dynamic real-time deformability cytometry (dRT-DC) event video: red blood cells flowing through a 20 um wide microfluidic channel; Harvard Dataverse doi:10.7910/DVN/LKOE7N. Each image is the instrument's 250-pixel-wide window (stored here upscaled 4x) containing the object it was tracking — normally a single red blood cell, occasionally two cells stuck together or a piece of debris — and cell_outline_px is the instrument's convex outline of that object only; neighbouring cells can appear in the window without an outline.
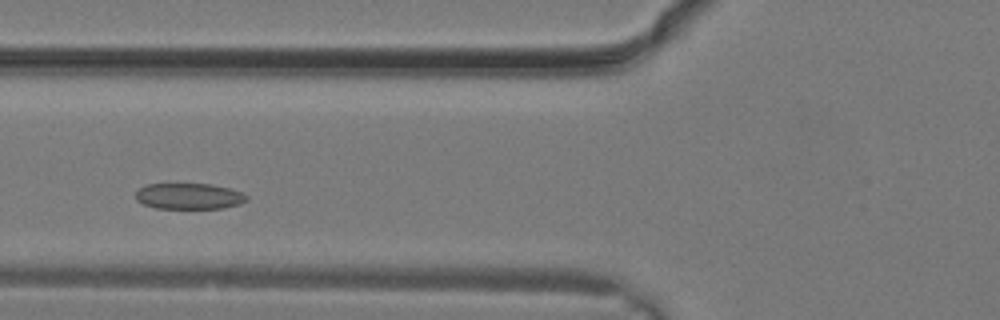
{"species": "common noctule bat (a hibernating species)", "species_latin": "Nyctalus noctula", "temperature_condition": "warm", "stored_images_in_passage": 26, "camera_frame_rate_fps": 3000, "um_per_image_px": 0.085, "animal": {"sex": "male", "body_mass_g": 19.2, "forearm_length_mm": 51.8}, "frame": {"image": 1, "passage_image": 9, "time_ms": 2.667, "image_size_px": [1000, 320], "cell_outline_px": [[248, 200], [240, 204], [220, 208], [156, 208], [144, 204], [136, 200], [136, 192], [144, 184], [212, 184], [228, 188], [240, 192], [248, 196]], "centroid_in_image_um": [16.06, 16.67], "position_along_channel_um": 109.7, "area_um2": 16.7}}
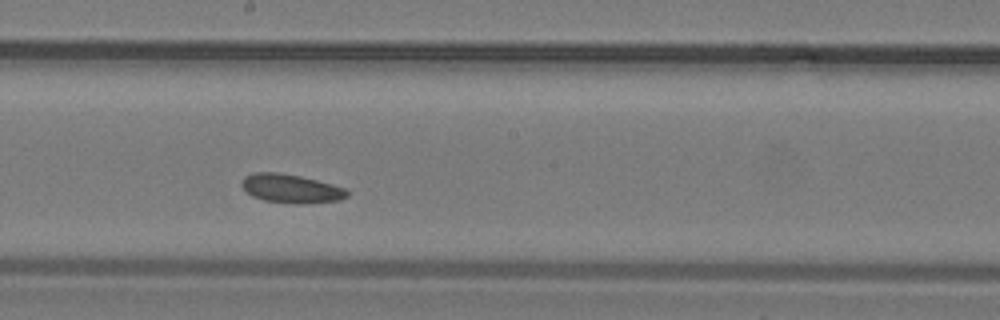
{"frame": {"image": 2, "passage_image": 14, "time_ms": 4.333, "image_size_px": [1000, 320], "cell_outline_px": [[348, 196], [340, 200], [296, 204], [264, 200], [252, 196], [240, 184], [240, 180], [244, 176], [252, 172], [280, 172], [300, 176], [332, 184], [344, 188], [348, 192]], "centroid_in_image_um": [24.69, 16.01], "position_along_channel_um": 223.5, "area_um2": 17.63}}
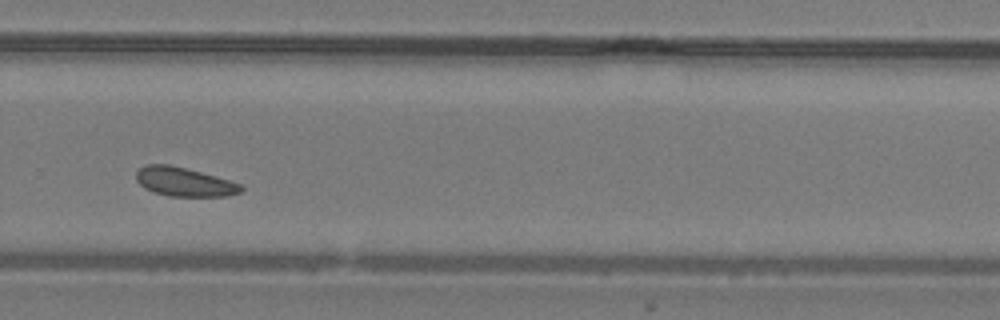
{"frame": {"image": 3, "passage_image": 18, "time_ms": 5.667, "image_size_px": [1000, 320], "cell_outline_px": [[244, 192], [228, 196], [168, 196], [144, 188], [136, 180], [136, 172], [144, 164], [168, 164], [216, 176], [240, 184], [244, 188]], "centroid_in_image_um": [15.67, 15.46], "position_along_channel_um": 314.1, "area_um2": 17.63}}